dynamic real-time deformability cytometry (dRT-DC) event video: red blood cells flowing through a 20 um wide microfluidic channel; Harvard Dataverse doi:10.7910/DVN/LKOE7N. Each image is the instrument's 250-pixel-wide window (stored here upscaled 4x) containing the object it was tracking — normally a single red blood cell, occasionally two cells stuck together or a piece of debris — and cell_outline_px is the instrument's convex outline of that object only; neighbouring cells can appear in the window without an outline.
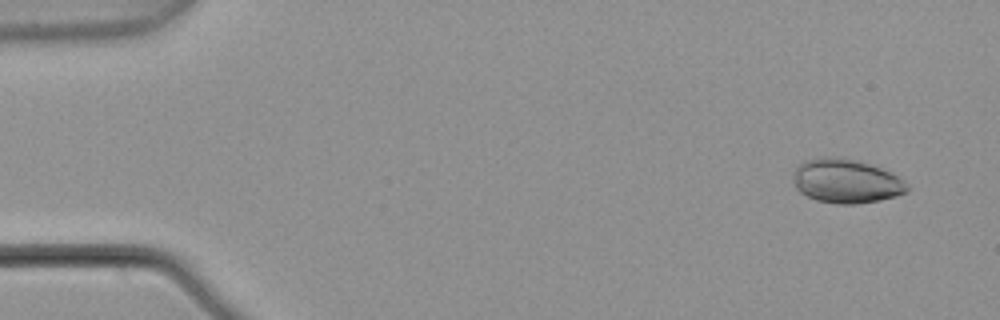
{"species": "common noctule bat (a hibernating species)", "species_latin": "Nyctalus noctula", "temperature_condition": "warm", "stored_images_in_passage": 7, "camera_frame_rate_fps": 3000, "um_per_image_px": 0.085, "animal": {"sex": "male", "body_mass_g": 21.5, "forearm_length_mm": 52.0}, "frame": {"image": 1, "passage_image": 1, "time_ms": 0.0, "image_size_px": [1000, 320], "cell_outline_px": [[908, 192], [896, 196], [880, 200], [856, 204], [836, 204], [816, 200], [800, 192], [796, 188], [792, 176], [796, 168], [804, 160], [852, 160], [876, 164], [892, 172], [908, 184]], "centroid_in_image_um": [71.99, 15.44], "position_along_channel_um": 13.0, "area_um2": 28.78}}
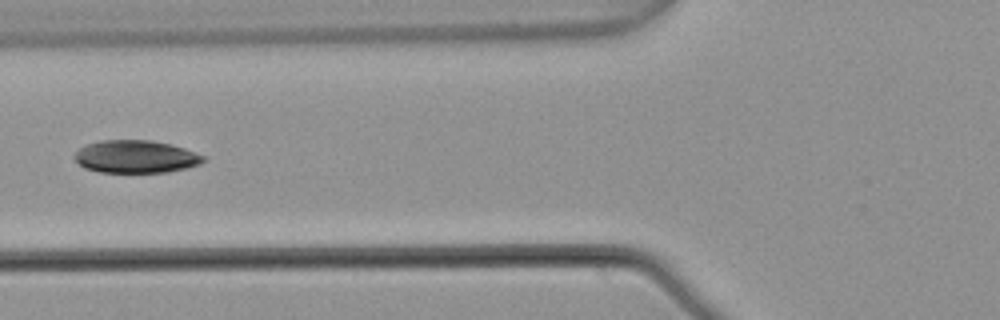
{"frame": {"image": 2, "passage_image": 6, "time_ms": 1.667, "image_size_px": [1000, 320], "cell_outline_px": [[204, 160], [200, 164], [168, 172], [100, 172], [84, 168], [72, 156], [80, 148], [88, 144], [100, 140], [152, 140], [172, 144], [184, 148], [204, 156]], "centroid_in_image_um": [11.52, 13.31], "position_along_channel_um": 114.3, "area_um2": 24.45}}
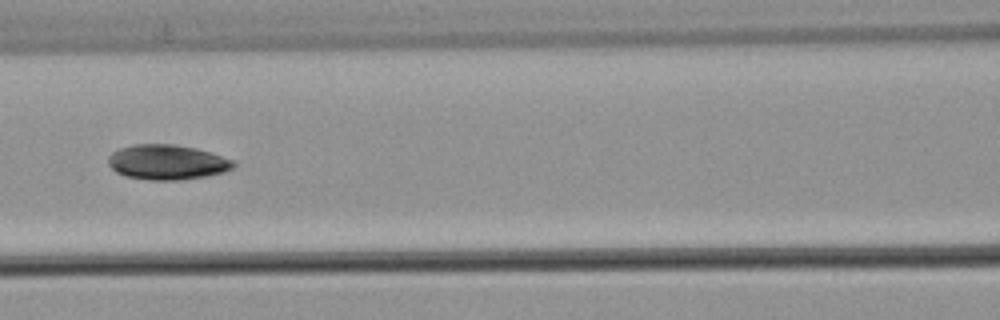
{"frame": {"image": 3, "passage_image": 7, "time_ms": 2.0, "image_size_px": [1000, 320], "cell_outline_px": [[236, 164], [232, 168], [224, 172], [208, 176], [180, 180], [148, 180], [124, 176], [116, 172], [108, 164], [108, 156], [112, 152], [120, 148], [132, 144], [176, 144], [196, 148], [236, 160]], "centroid_in_image_um": [14.21, 13.78], "position_along_channel_um": 152.4, "area_um2": 25.84}}